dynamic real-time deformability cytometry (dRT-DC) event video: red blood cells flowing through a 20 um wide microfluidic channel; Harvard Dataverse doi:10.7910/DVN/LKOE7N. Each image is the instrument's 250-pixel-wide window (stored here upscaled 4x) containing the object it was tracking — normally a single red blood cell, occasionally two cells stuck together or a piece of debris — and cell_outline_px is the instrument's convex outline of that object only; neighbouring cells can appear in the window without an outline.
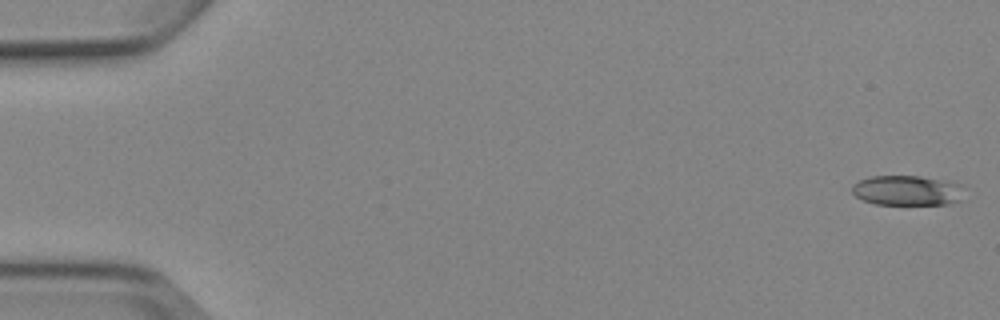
{"species": "Egyptian fruit bat (a non-hibernating species)", "species_latin": "Rousettus aegyptiacus", "temperature_condition": "cold", "stored_images_in_passage": 6, "camera_frame_rate_fps": 3000, "um_per_image_px": 0.085, "animal": {"sex": "female"}, "frame": {"image": 1, "passage_image": 1, "time_ms": 0.0, "image_size_px": [1000, 320], "cell_outline_px": [[960, 200], [948, 204], [876, 204], [864, 200], [856, 196], [852, 192], [852, 184], [860, 180], [872, 176], [920, 176], [948, 180], [960, 184]], "centroid_in_image_um": [77.08, 16.18], "position_along_channel_um": 7.9, "area_um2": 19.42}}